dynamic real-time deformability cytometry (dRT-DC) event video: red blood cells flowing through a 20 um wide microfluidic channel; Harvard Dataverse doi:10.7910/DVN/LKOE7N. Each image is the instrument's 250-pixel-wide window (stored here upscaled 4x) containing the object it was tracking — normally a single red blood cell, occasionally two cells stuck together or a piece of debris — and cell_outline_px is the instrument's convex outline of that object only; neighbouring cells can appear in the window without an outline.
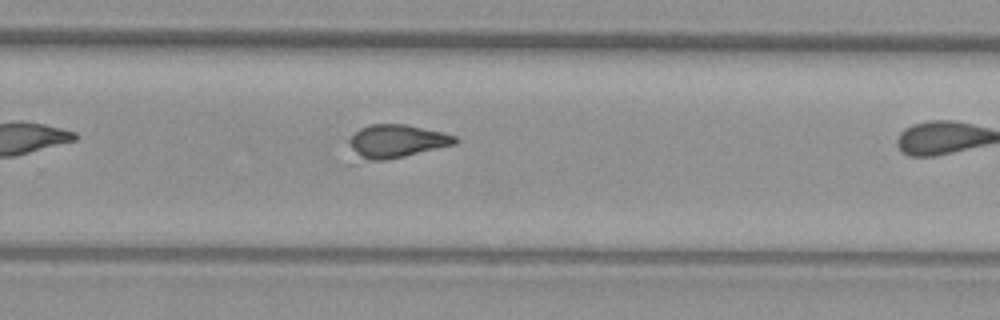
{"species": "common noctule bat (a hibernating species)", "species_latin": "Nyctalus noctula", "temperature_condition": "warm", "stored_images_in_passage": 26, "camera_frame_rate_fps": 3000, "um_per_image_px": 0.085, "animal": {"sex": "female", "body_mass_g": 29.2, "forearm_length_mm": 56.3}, "frame": {"image": 1, "passage_image": 19, "time_ms": 6.0, "image_size_px": [1000, 320], "cell_outline_px": [[460, 140], [456, 144], [388, 160], [352, 164], [348, 164], [348, 140], [360, 128], [368, 124], [404, 124], [444, 132], [456, 136]], "centroid_in_image_um": [33.51, 12.09], "position_along_channel_um": 296.3, "area_um2": 21.91}}